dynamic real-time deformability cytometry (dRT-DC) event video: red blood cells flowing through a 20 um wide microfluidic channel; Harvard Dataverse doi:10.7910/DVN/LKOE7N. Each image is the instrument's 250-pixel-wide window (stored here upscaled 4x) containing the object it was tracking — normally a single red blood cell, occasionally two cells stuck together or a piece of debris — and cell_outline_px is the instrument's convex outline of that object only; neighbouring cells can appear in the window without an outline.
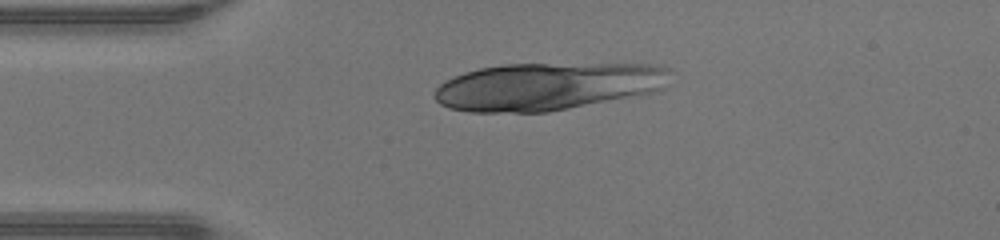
{"species": "human", "species_latin": "Homo sapiens", "temperature_condition": "warm", "stored_images_in_passage": 45, "camera_frame_rate_fps": 3000, "um_per_image_px": 0.085, "donor": {"sex": "male"}, "frame": {"image": 1, "passage_image": 10, "time_ms": 3.0, "image_size_px": [1000, 240], "cell_outline_px": [[668, 72], [664, 88], [652, 92], [548, 112], [468, 112], [448, 108], [440, 104], [436, 100], [436, 88], [440, 84], [464, 72], [480, 68], [504, 64], [652, 64], [668, 68]], "centroid_in_image_um": [46.49, 7.34], "position_along_channel_um": 38.5, "area_um2": 64.85}}